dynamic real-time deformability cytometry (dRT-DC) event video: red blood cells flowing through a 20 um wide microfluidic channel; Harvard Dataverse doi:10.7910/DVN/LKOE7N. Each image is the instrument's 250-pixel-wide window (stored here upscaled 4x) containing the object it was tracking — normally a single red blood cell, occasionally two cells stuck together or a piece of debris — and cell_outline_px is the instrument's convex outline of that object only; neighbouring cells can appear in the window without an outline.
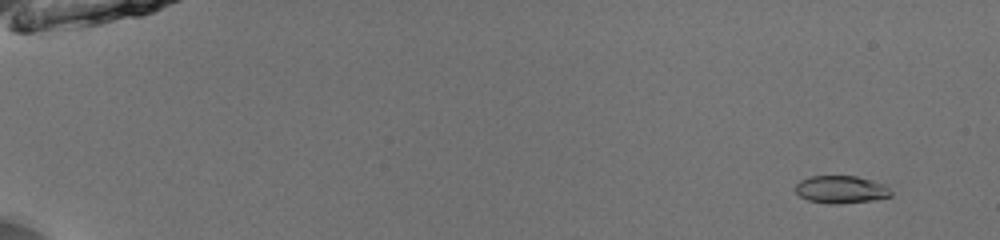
{"species": "common noctule bat (a hibernating species)", "species_latin": "Nyctalus noctula", "temperature_condition": "room temperature", "stored_images_in_passage": 54, "camera_frame_rate_fps": 3000, "um_per_image_px": 0.085, "animal": {"sex": "male", "body_mass_g": 13.0, "forearm_length_mm": 53.1}, "frame": {"image": 1, "passage_image": 5, "time_ms": 1.333, "image_size_px": [1000, 240], "cell_outline_px": [[892, 196], [872, 200], [840, 204], [828, 204], [808, 200], [800, 196], [796, 192], [796, 184], [800, 180], [808, 176], [856, 176], [888, 184], [892, 192]], "centroid_in_image_um": [71.52, 16.1], "position_along_channel_um": 13.5, "area_um2": 15.61}}
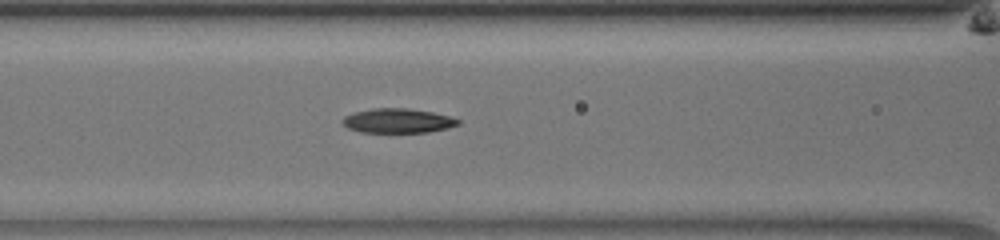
{"frame": {"image": 2, "passage_image": 26, "time_ms": 8.333, "image_size_px": [1000, 240], "cell_outline_px": [[460, 124], [448, 128], [428, 132], [360, 132], [348, 128], [340, 120], [344, 116], [352, 112], [372, 108], [408, 108], [432, 112], [448, 116], [460, 120]], "centroid_in_image_um": [33.78, 10.26], "position_along_channel_um": 132.8, "area_um2": 16.53}}
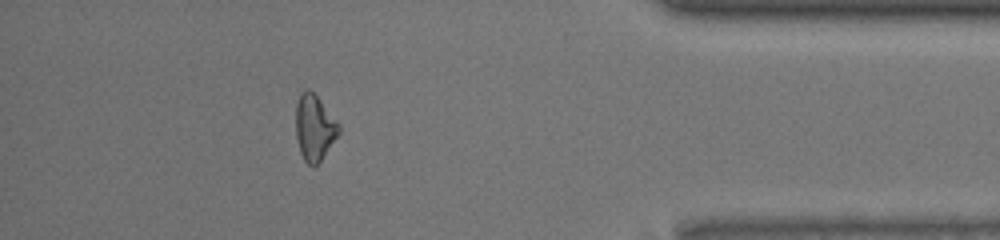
{"frame": {"image": 3, "passage_image": 49, "time_ms": 16.0, "image_size_px": [1000, 240], "cell_outline_px": [[340, 132], [316, 168], [312, 168], [304, 160], [300, 152], [296, 140], [296, 104], [300, 92], [304, 88], [308, 88], [320, 100], [340, 124]], "centroid_in_image_um": [26.72, 10.87], "position_along_channel_um": 408.5, "area_um2": 16.76}, "authors_computed_cell_mechanics": {"area_um2": 16.473, "velocity_mm_per_s": 3.973, "shape_relaxation_time_tau1_ms": 4.1487, "shape_relaxation_time_tau2_ms": null, "deformation_change_tau1": 0.1246, "deformation_change_tau2": null}}